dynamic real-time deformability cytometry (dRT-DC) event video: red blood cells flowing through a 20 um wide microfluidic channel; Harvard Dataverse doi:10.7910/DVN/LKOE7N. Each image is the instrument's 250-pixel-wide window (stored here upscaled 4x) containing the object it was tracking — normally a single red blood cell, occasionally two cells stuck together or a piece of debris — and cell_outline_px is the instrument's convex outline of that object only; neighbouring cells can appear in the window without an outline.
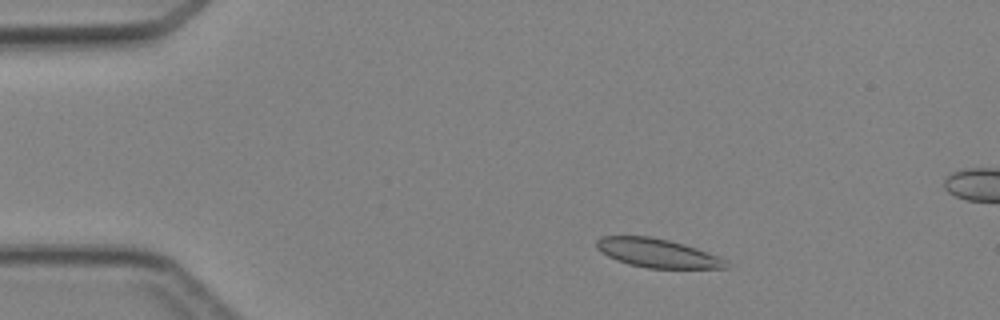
{"species": "Egyptian fruit bat (a non-hibernating species)", "species_latin": "Rousettus aegyptiacus", "temperature_condition": "cold", "stored_images_in_passage": 5, "camera_frame_rate_fps": 3000, "um_per_image_px": 0.085, "animal": {"sex": "female"}, "frame": {"image": 1, "passage_image": 2, "time_ms": 1.333, "image_size_px": [1000, 320], "cell_outline_px": [[728, 268], [648, 268], [628, 264], [616, 260], [600, 252], [596, 248], [596, 240], [600, 236], [652, 236], [684, 244], [720, 256], [728, 260]], "centroid_in_image_um": [55.87, 21.51], "position_along_channel_um": 29.1, "area_um2": 21.91}}
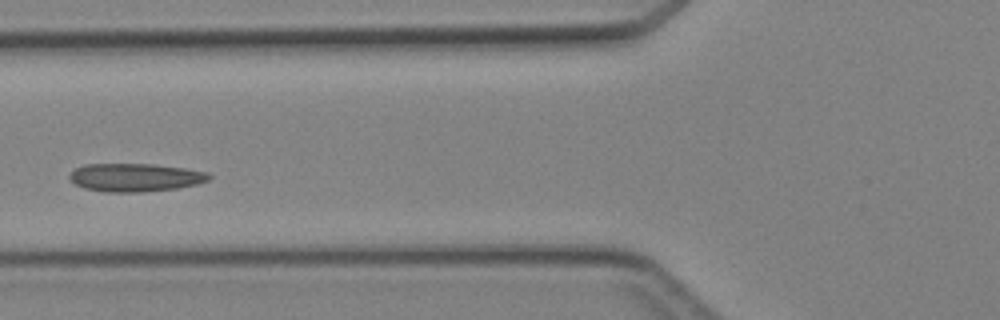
{"frame": {"image": 2, "passage_image": 5, "time_ms": 4.667, "image_size_px": [1000, 320], "cell_outline_px": [[212, 176], [208, 180], [196, 184], [176, 188], [144, 192], [104, 192], [84, 188], [76, 184], [68, 176], [76, 168], [84, 164], [152, 164], [184, 168], [208, 172]], "centroid_in_image_um": [11.49, 15.08], "position_along_channel_um": 114.3, "area_um2": 22.83}}